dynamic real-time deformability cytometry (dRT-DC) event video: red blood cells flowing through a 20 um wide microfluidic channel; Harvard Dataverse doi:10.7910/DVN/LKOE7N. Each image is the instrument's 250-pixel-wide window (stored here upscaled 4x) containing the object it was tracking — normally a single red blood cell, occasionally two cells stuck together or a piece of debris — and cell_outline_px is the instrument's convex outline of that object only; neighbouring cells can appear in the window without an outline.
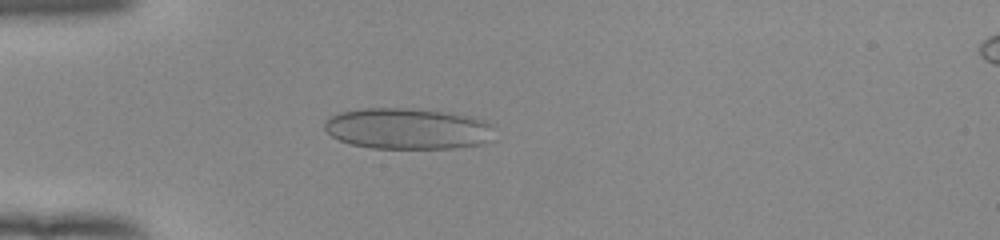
{"species": "human", "species_latin": "Homo sapiens", "temperature_condition": "room temperature", "stored_images_in_passage": 52, "camera_frame_rate_fps": 3000, "um_per_image_px": 0.085, "donor": {"sex": "female"}, "frame": {"image": 1, "passage_image": 15, "time_ms": 4.667, "image_size_px": [1000, 240], "cell_outline_px": [[496, 140], [484, 144], [452, 148], [372, 148], [352, 144], [340, 140], [332, 136], [324, 128], [324, 120], [340, 112], [360, 108], [404, 108], [452, 112], [472, 116], [488, 120], [492, 128]], "centroid_in_image_um": [34.73, 10.93], "position_along_channel_um": 50.3, "area_um2": 41.27}}
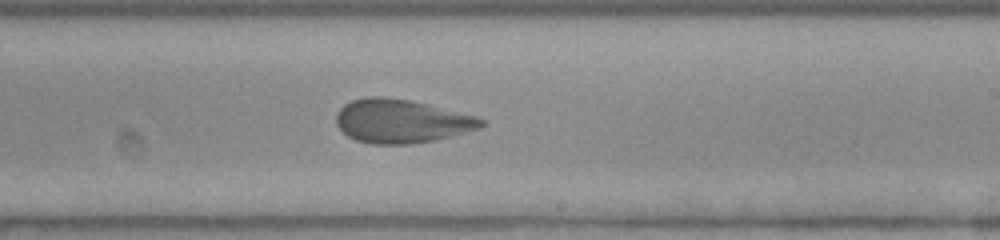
{"frame": {"image": 2, "passage_image": 32, "time_ms": 10.333, "image_size_px": [1000, 240], "cell_outline_px": [[484, 124], [480, 128], [436, 140], [412, 144], [372, 144], [356, 140], [348, 136], [336, 124], [336, 112], [344, 104], [352, 100], [372, 96], [380, 96], [412, 100], [476, 116], [484, 120]], "centroid_in_image_um": [34.11, 10.3], "position_along_channel_um": 254.9, "area_um2": 36.88}}
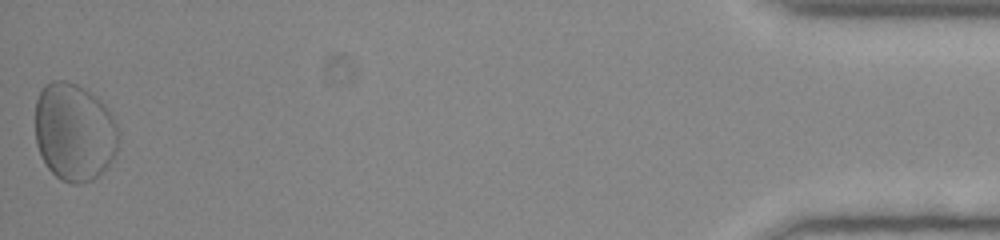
{"frame": {"image": 3, "passage_image": 52, "time_ms": 17.0, "image_size_px": [1000, 240], "cell_outline_px": [[120, 140], [116, 152], [108, 164], [92, 180], [80, 184], [72, 184], [60, 180], [48, 168], [40, 156], [36, 144], [36, 100], [44, 84], [52, 80], [64, 80], [76, 84], [84, 88], [96, 96], [104, 104], [112, 116], [120, 132]], "centroid_in_image_um": [6.31, 11.22], "position_along_channel_um": 428.9, "area_um2": 47.86}, "authors_computed_cell_mechanics": {"area_um2": 37.6567, "velocity_mm_per_s": 3.9129, "shape_relaxation_time_tau1_ms": 4.6154, "shape_relaxation_time_tau2_ms": null, "deformation_change_tau1": 0.1249, "deformation_change_tau2": null}}